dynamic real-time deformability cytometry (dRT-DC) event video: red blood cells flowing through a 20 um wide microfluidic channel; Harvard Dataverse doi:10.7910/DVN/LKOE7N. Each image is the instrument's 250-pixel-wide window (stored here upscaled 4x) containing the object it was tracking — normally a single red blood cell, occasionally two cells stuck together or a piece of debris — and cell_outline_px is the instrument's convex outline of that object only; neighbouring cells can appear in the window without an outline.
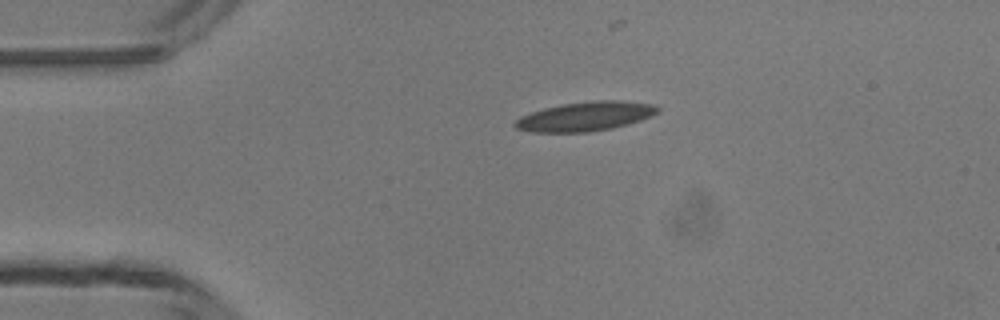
{"species": "common noctule bat (a hibernating species)", "species_latin": "Nyctalus noctula", "temperature_condition": "room temperature", "stored_images_in_passage": 2, "camera_frame_rate_fps": 3000, "um_per_image_px": 0.085, "animal": {"sex": "male", "body_mass_g": 13.3}, "frame": {"image": 1, "passage_image": 1, "time_ms": 0.0, "image_size_px": [1000, 320], "cell_outline_px": [[660, 108], [652, 116], [628, 124], [612, 128], [588, 132], [532, 132], [516, 128], [512, 124], [520, 116], [544, 108], [564, 104], [592, 100], [624, 100], [656, 104]], "centroid_in_image_um": [49.78, 9.88], "position_along_channel_um": 35.2, "area_um2": 24.39}}